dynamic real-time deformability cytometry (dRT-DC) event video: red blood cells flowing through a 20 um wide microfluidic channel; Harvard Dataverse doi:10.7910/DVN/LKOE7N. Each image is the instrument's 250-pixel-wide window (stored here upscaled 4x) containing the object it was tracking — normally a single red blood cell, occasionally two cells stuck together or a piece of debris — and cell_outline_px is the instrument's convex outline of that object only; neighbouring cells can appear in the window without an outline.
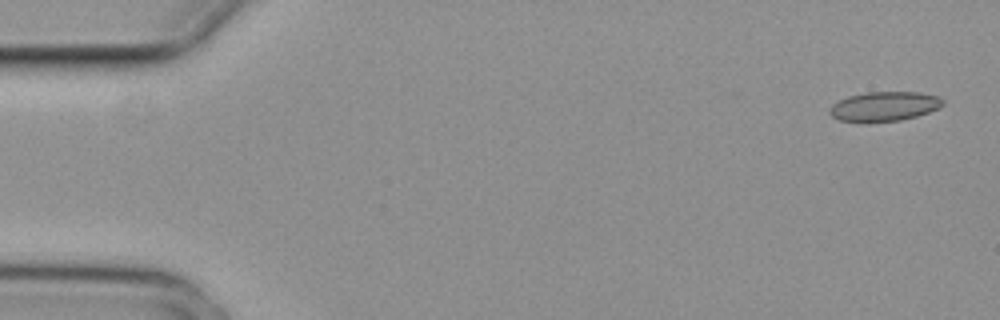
{"species": "common noctule bat (a hibernating species)", "species_latin": "Nyctalus noctula", "temperature_condition": "cold", "stored_images_in_passage": 5, "camera_frame_rate_fps": 3000, "um_per_image_px": 0.085, "animal": {"sex": "female", "body_mass_g": 29.2, "forearm_length_mm": 56.3}, "frame": {"image": 1, "passage_image": 1, "time_ms": 0.0, "image_size_px": [1000, 320], "cell_outline_px": [[944, 104], [940, 108], [916, 116], [900, 120], [840, 120], [832, 116], [828, 112], [828, 108], [832, 104], [848, 96], [868, 92], [916, 92], [936, 96], [944, 100]], "centroid_in_image_um": [75.18, 9.01], "position_along_channel_um": 9.8, "area_um2": 18.9}}
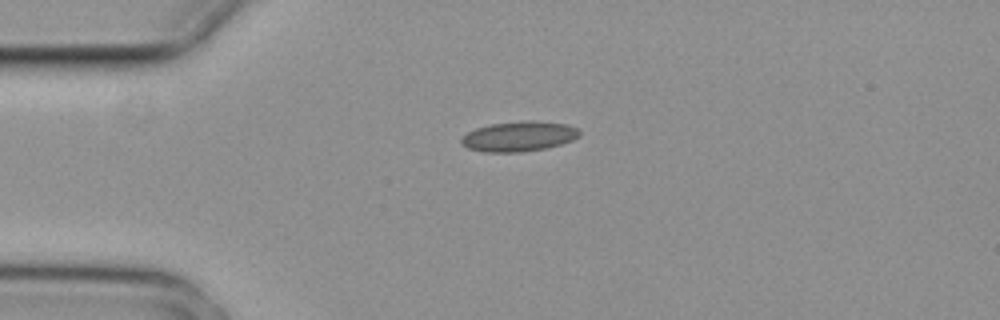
{"frame": {"image": 2, "passage_image": 4, "time_ms": 1.0, "image_size_px": [1000, 320], "cell_outline_px": [[580, 136], [572, 140], [560, 144], [544, 148], [520, 152], [484, 152], [468, 148], [460, 144], [460, 140], [468, 132], [476, 128], [488, 124], [524, 120], [528, 120], [568, 124], [576, 128], [580, 132]], "centroid_in_image_um": [44.08, 11.58], "position_along_channel_um": 40.9, "area_um2": 20.69}}